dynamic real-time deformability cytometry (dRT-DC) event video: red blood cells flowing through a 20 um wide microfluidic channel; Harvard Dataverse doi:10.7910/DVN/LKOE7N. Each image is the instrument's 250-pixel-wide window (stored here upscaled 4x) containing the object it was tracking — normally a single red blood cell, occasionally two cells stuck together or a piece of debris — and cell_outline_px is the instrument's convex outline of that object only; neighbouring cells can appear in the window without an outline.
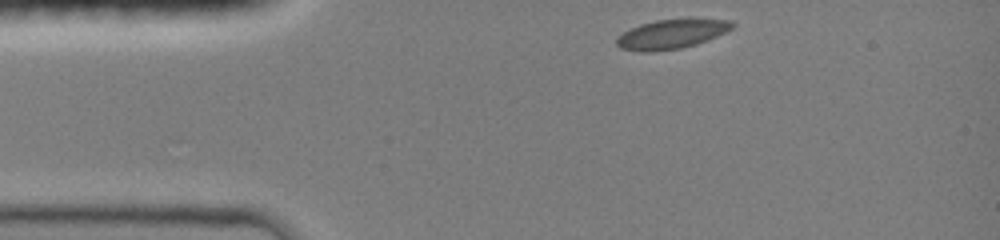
{"species": "common noctule bat (a hibernating species)", "species_latin": "Nyctalus noctula", "temperature_condition": "room temperature", "stored_images_in_passage": 20, "camera_frame_rate_fps": 3000, "um_per_image_px": 0.085, "animal": {"sex": "female", "body_mass_g": 19.0, "forearm_length_mm": 51.5}, "frame": {"image": 1, "passage_image": 1, "time_ms": 0.0, "image_size_px": [1000, 240], "cell_outline_px": [[736, 24], [732, 28], [716, 36], [696, 44], [680, 48], [648, 52], [640, 52], [620, 48], [616, 44], [616, 36], [640, 24], [656, 20], [688, 16], [696, 16], [732, 20]], "centroid_in_image_um": [57.13, 2.84], "position_along_channel_um": 27.9, "area_um2": 20.52}}
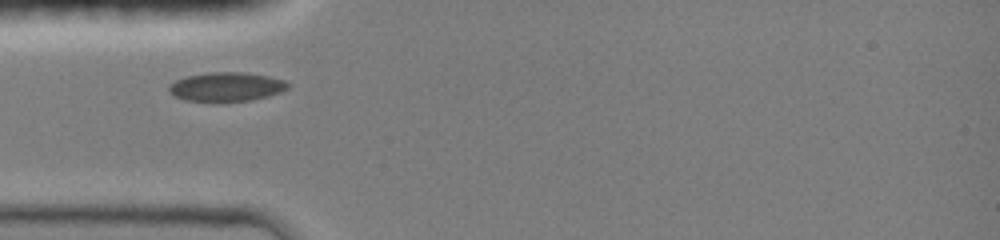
{"frame": {"image": 2, "passage_image": 19, "time_ms": 2.0, "image_size_px": [1000, 240], "cell_outline_px": [[288, 88], [280, 92], [268, 96], [252, 100], [184, 100], [168, 92], [168, 84], [176, 80], [188, 76], [208, 72], [244, 72], [268, 76], [284, 80], [288, 84]], "centroid_in_image_um": [19.23, 7.35], "position_along_channel_um": 65.8, "area_um2": 19.77}}